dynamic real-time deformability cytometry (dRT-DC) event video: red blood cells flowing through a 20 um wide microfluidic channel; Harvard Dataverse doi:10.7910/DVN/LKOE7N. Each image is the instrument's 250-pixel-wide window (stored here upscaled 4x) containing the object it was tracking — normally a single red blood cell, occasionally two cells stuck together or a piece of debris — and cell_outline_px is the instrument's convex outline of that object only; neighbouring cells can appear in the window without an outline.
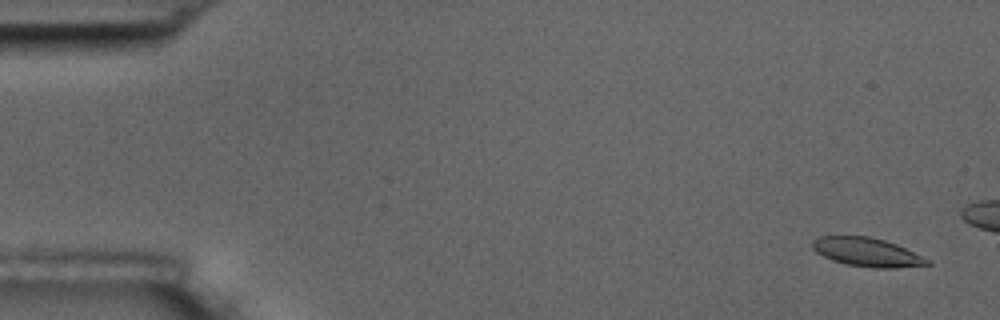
{"species": "common noctule bat (a hibernating species)", "species_latin": "Nyctalus noctula", "temperature_condition": "room temperature", "stored_images_in_passage": 5, "camera_frame_rate_fps": 3000, "um_per_image_px": 0.085, "animal": {"sex": "male", "body_mass_g": 17.5, "forearm_length_mm": 52.3}, "frame": {"image": 1, "passage_image": 1, "time_ms": 0.0, "image_size_px": [1000, 320], "cell_outline_px": [[932, 264], [896, 268], [872, 268], [848, 264], [832, 260], [816, 252], [812, 248], [812, 240], [820, 236], [868, 236], [884, 240], [896, 244], [932, 260]], "centroid_in_image_um": [73.72, 21.44], "position_along_channel_um": 11.3, "area_um2": 19.25}}